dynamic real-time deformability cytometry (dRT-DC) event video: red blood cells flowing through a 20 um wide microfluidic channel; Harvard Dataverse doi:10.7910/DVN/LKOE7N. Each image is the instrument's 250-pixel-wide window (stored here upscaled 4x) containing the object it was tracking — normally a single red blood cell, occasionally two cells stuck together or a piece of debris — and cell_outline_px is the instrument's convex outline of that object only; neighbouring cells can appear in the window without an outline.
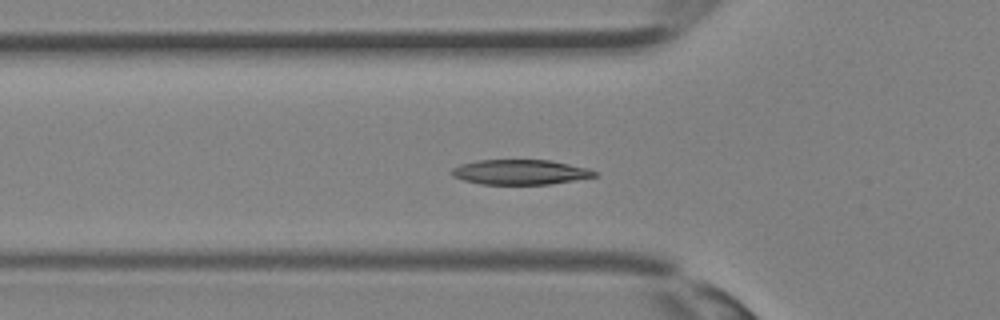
{"species": "Egyptian fruit bat (a non-hibernating species)", "species_latin": "Rousettus aegyptiacus", "temperature_condition": "room temperature", "stored_images_in_passage": 37, "camera_frame_rate_fps": 3000, "um_per_image_px": 0.085, "animal": {"sex": "female"}, "frame": {"image": 1, "passage_image": 13, "time_ms": 4.0, "image_size_px": [1000, 320], "cell_outline_px": [[596, 176], [548, 184], [480, 184], [464, 180], [452, 176], [452, 168], [460, 164], [476, 160], [552, 160], [588, 168], [596, 172]], "centroid_in_image_um": [44.18, 14.62], "position_along_channel_um": 81.6, "area_um2": 20.63}}
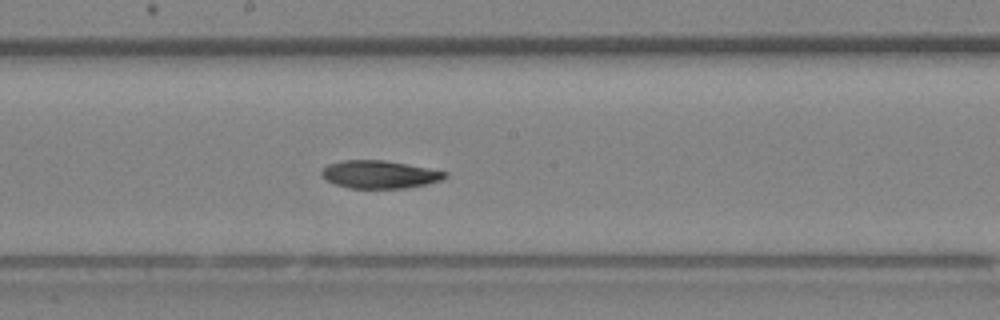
{"frame": {"image": 2, "passage_image": 20, "time_ms": 6.333, "image_size_px": [1000, 320], "cell_outline_px": [[448, 176], [440, 180], [428, 184], [408, 188], [348, 188], [324, 180], [320, 172], [328, 164], [340, 160], [384, 160], [408, 164], [448, 172]], "centroid_in_image_um": [32.25, 14.83], "position_along_channel_um": 215.9, "area_um2": 20.17}}
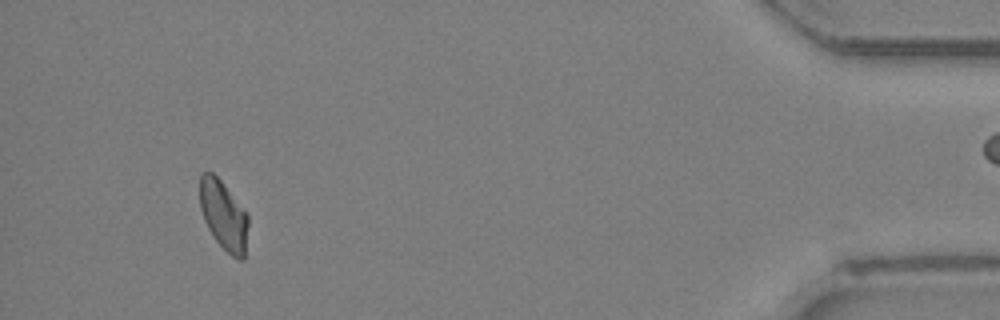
{"frame": {"image": 3, "passage_image": 34, "time_ms": 11.0, "image_size_px": [1000, 320], "cell_outline_px": [[248, 224], [244, 260], [240, 260], [232, 256], [216, 240], [208, 228], [204, 220], [200, 208], [200, 172], [212, 172], [220, 180], [248, 212]], "centroid_in_image_um": [19.01, 18.28], "position_along_channel_um": 416.2, "area_um2": 19.54}}